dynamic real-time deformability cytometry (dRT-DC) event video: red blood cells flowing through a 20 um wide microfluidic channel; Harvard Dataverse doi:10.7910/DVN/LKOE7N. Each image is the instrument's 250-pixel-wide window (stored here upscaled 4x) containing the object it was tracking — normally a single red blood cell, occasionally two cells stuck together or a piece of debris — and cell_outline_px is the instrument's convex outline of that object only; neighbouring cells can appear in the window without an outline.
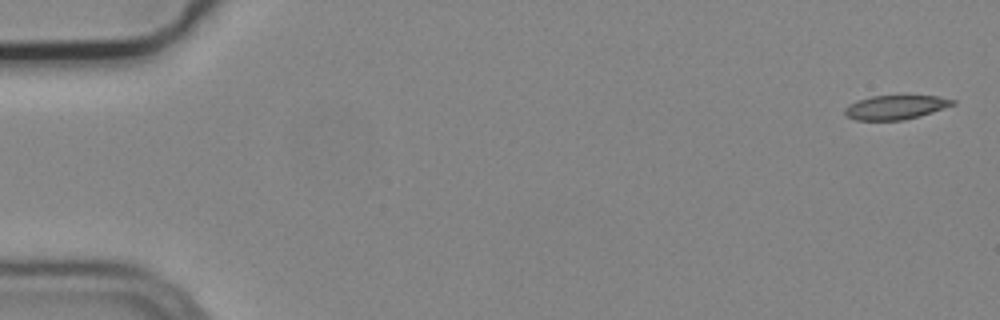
{"species": "common noctule bat (a hibernating species)", "species_latin": "Nyctalus noctula", "temperature_condition": "cold", "stored_images_in_passage": 5, "camera_frame_rate_fps": 3000, "um_per_image_px": 0.085, "animal": {"sex": "male", "body_mass_g": 19.2, "forearm_length_mm": 51.8}, "frame": {"image": 1, "passage_image": 1, "time_ms": 0.0, "image_size_px": [1000, 320], "cell_outline_px": [[956, 104], [920, 116], [904, 120], [856, 120], [844, 116], [844, 108], [848, 104], [856, 100], [872, 96], [940, 96], [956, 100]], "centroid_in_image_um": [76.1, 9.12], "position_along_channel_um": 8.9, "area_um2": 15.32}}
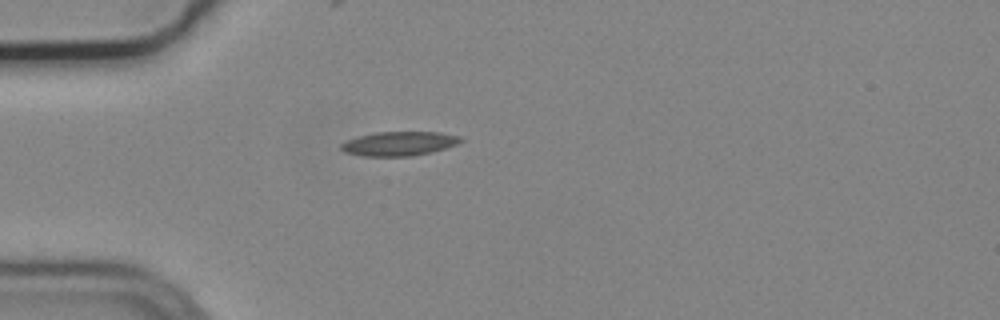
{"frame": {"image": 2, "passage_image": 5, "time_ms": 1.333, "image_size_px": [1000, 320], "cell_outline_px": [[464, 140], [456, 144], [432, 152], [412, 156], [364, 156], [344, 152], [340, 148], [340, 144], [348, 140], [360, 136], [376, 132], [440, 132], [460, 136]], "centroid_in_image_um": [33.93, 12.21], "position_along_channel_um": 51.1, "area_um2": 16.76}}